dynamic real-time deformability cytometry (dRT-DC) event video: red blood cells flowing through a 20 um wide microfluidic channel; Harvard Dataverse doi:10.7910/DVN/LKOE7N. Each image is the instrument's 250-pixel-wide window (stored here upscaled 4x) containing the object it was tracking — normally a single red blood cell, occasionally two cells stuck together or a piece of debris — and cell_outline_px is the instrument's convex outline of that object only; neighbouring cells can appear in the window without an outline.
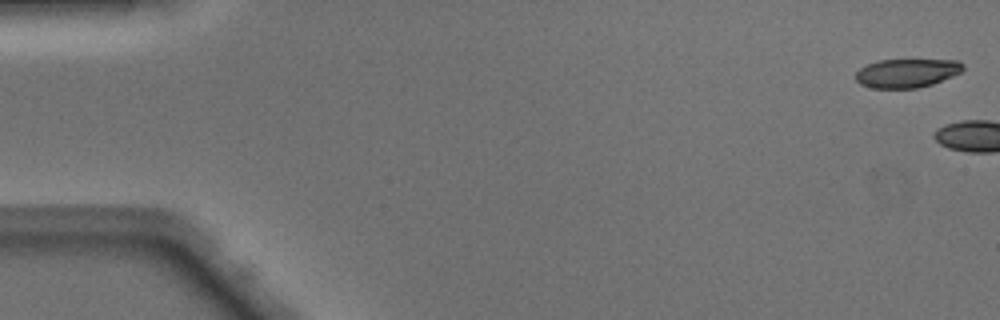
{"species": "Egyptian fruit bat (a non-hibernating species)", "species_latin": "Rousettus aegyptiacus", "temperature_condition": "warm", "stored_images_in_passage": 3, "camera_frame_rate_fps": 3000, "um_per_image_px": 0.085, "animal": {"sex": "male"}, "frame": {"image": 1, "passage_image": 1, "time_ms": 0.0, "image_size_px": [1000, 320], "cell_outline_px": [[964, 68], [960, 72], [952, 76], [932, 84], [916, 88], [872, 88], [860, 84], [856, 80], [856, 72], [860, 68], [876, 60], [956, 60], [964, 64]], "centroid_in_image_um": [77.06, 6.21], "position_along_channel_um": 7.9, "area_um2": 17.92}}